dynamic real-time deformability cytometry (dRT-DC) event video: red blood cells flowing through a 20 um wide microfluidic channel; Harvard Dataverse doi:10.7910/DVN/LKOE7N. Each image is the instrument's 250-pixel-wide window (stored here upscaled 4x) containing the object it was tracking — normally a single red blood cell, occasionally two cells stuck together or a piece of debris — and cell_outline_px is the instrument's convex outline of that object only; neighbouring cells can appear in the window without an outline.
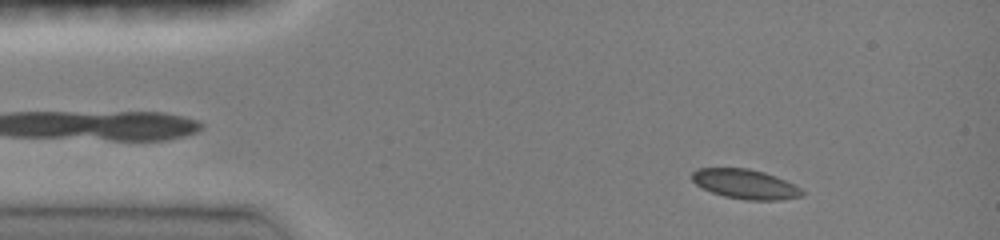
{"species": "common noctule bat (a hibernating species)", "species_latin": "Nyctalus noctula", "temperature_condition": "room temperature", "stored_images_in_passage": 44, "camera_frame_rate_fps": 3000, "um_per_image_px": 0.085, "animal": {"sex": "female", "body_mass_g": 19.0, "forearm_length_mm": 51.5}, "frame": {"image": 1, "passage_image": 5, "time_ms": 1.333, "image_size_px": [1000, 240], "cell_outline_px": [[804, 196], [780, 200], [744, 200], [724, 196], [700, 188], [692, 180], [692, 172], [696, 168], [748, 168], [764, 172], [776, 176], [800, 188], [804, 192]], "centroid_in_image_um": [63.32, 15.65], "position_along_channel_um": 21.7, "area_um2": 19.07}}
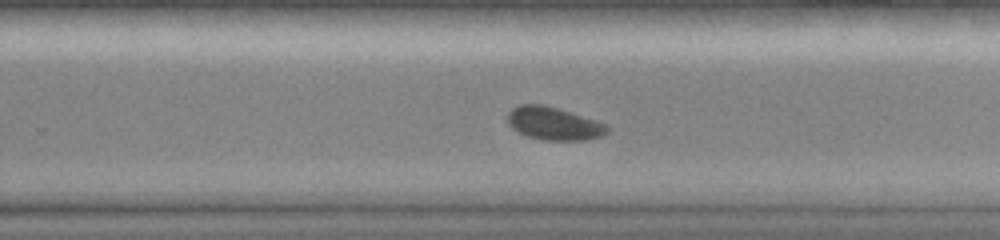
{"frame": {"image": 2, "passage_image": 29, "time_ms": 9.333, "image_size_px": [1000, 240], "cell_outline_px": [[608, 132], [600, 136], [584, 140], [544, 140], [528, 136], [512, 128], [508, 124], [508, 112], [512, 108], [520, 104], [544, 104], [608, 124]], "centroid_in_image_um": [47.06, 10.49], "position_along_channel_um": 282.7, "area_um2": 18.96}}
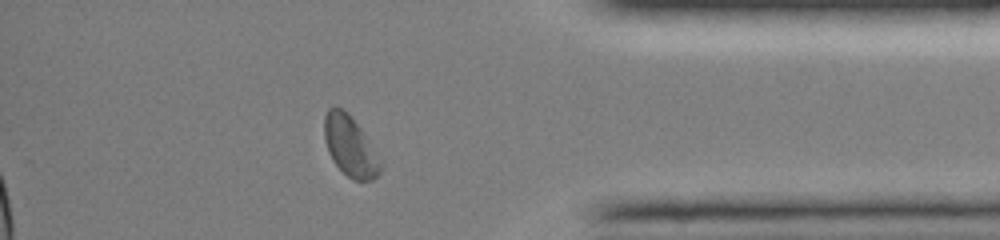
{"frame": {"image": 3, "passage_image": 39, "time_ms": 12.667, "image_size_px": [1000, 240], "cell_outline_px": [[380, 172], [372, 180], [352, 180], [332, 160], [328, 152], [324, 140], [324, 116], [328, 108], [340, 108], [348, 112], [360, 128], [380, 160]], "centroid_in_image_um": [29.72, 12.42], "position_along_channel_um": 405.5, "area_um2": 19.31}, "authors_computed_cell_mechanics": {"area_um2": 19.363, "velocity_mm_per_s": 4.0613, "shape_relaxation_time_tau1_ms": 2.5555, "shape_relaxation_time_tau2_ms": null, "deformation_change_tau1": 0.0716, "deformation_change_tau2": null}}